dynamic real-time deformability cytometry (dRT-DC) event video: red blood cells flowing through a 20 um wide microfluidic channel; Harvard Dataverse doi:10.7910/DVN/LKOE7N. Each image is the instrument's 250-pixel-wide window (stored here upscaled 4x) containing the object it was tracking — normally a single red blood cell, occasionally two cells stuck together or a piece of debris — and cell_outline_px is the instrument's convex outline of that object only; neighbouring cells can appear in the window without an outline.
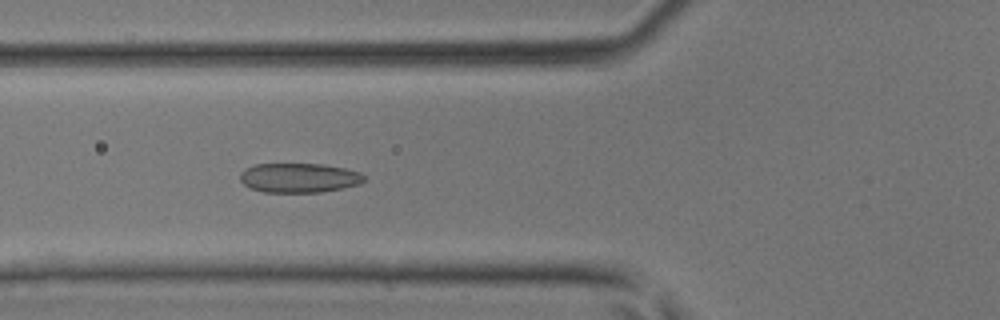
{"species": "common noctule bat (a hibernating species)", "species_latin": "Nyctalus noctula", "temperature_condition": "room temperature", "stored_images_in_passage": 40, "camera_frame_rate_fps": 3000, "um_per_image_px": 0.085, "animal": {"sex": "male", "body_mass_g": 17.9, "forearm_length_mm": 54.2}, "frame": {"image": 1, "passage_image": 16, "time_ms": 5.0, "image_size_px": [1000, 320], "cell_outline_px": [[364, 180], [360, 184], [344, 188], [320, 192], [264, 192], [252, 188], [244, 184], [240, 180], [240, 172], [244, 168], [256, 164], [320, 164], [344, 168], [360, 172], [364, 176]], "centroid_in_image_um": [25.41, 15.11], "position_along_channel_um": 100.4, "area_um2": 21.27}}
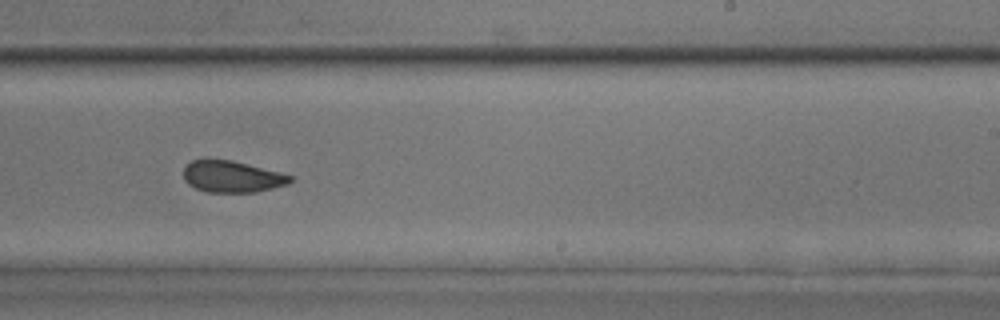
{"frame": {"image": 2, "passage_image": 27, "time_ms": 8.667, "image_size_px": [1000, 320], "cell_outline_px": [[292, 180], [288, 184], [256, 192], [208, 192], [196, 188], [188, 184], [184, 180], [184, 168], [192, 160], [232, 160], [280, 172], [292, 176]], "centroid_in_image_um": [19.73, 15.02], "position_along_channel_um": 269.3, "area_um2": 19.42}}
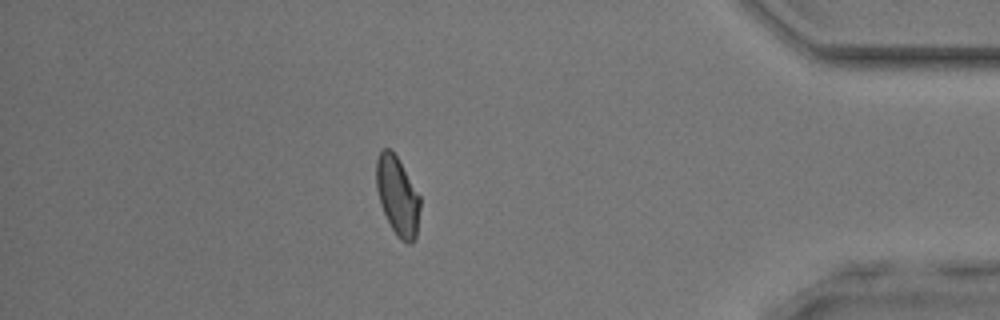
{"frame": {"image": 3, "passage_image": 38, "time_ms": 12.333, "image_size_px": [1000, 320], "cell_outline_px": [[420, 208], [416, 236], [412, 244], [408, 244], [400, 240], [396, 236], [380, 204], [376, 188], [376, 160], [380, 152], [384, 148], [388, 148], [396, 156], [420, 196]], "centroid_in_image_um": [33.79, 16.69], "position_along_channel_um": 401.4, "area_um2": 19.94}}